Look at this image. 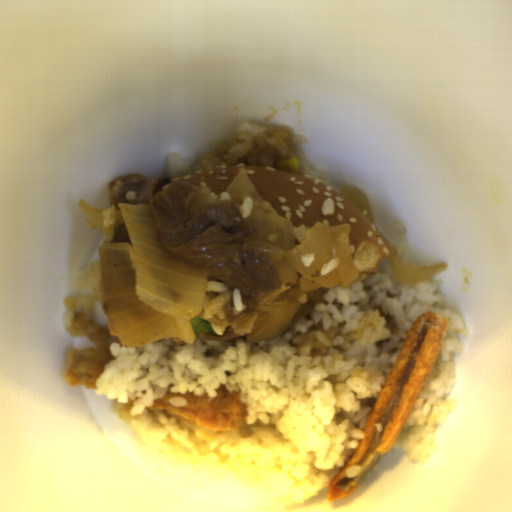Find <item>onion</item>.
Listing matches in <instances>:
<instances>
[{"instance_id":"06740285","label":"onion","mask_w":512,"mask_h":512,"mask_svg":"<svg viewBox=\"0 0 512 512\" xmlns=\"http://www.w3.org/2000/svg\"><path fill=\"white\" fill-rule=\"evenodd\" d=\"M119 205L129 243L113 242L114 227L103 224L105 208L84 198L78 203L85 222L107 240L99 248L103 297L121 345L143 347L160 339L194 344L190 322L202 309L207 275L166 258L152 206Z\"/></svg>"},{"instance_id":"6bf65262","label":"onion","mask_w":512,"mask_h":512,"mask_svg":"<svg viewBox=\"0 0 512 512\" xmlns=\"http://www.w3.org/2000/svg\"><path fill=\"white\" fill-rule=\"evenodd\" d=\"M233 203L243 210L244 201L251 197L253 208L250 211L258 226V234L247 242L246 247L272 258L282 284L294 283L301 274L300 290L311 293L318 290H332L336 286L348 287L359 276V268L351 254L350 224L325 225L318 221L308 231L304 241L297 245L294 241V229L290 219L274 212L272 206L263 200L245 171L237 174L226 189ZM313 253L314 260L305 267L300 256ZM340 258L336 269L320 275L324 263Z\"/></svg>"},{"instance_id":"55239325","label":"onion","mask_w":512,"mask_h":512,"mask_svg":"<svg viewBox=\"0 0 512 512\" xmlns=\"http://www.w3.org/2000/svg\"><path fill=\"white\" fill-rule=\"evenodd\" d=\"M340 193L365 217L385 245L389 252L388 260L392 274L400 284L408 286L421 281H430L436 275L448 269V263L437 266H417L401 258L380 231L365 193L356 185L346 183L341 185Z\"/></svg>"},{"instance_id":"23ac38db","label":"onion","mask_w":512,"mask_h":512,"mask_svg":"<svg viewBox=\"0 0 512 512\" xmlns=\"http://www.w3.org/2000/svg\"><path fill=\"white\" fill-rule=\"evenodd\" d=\"M299 307V303L292 299L270 309L255 323L244 339L254 344L277 339L288 330Z\"/></svg>"}]
</instances>
